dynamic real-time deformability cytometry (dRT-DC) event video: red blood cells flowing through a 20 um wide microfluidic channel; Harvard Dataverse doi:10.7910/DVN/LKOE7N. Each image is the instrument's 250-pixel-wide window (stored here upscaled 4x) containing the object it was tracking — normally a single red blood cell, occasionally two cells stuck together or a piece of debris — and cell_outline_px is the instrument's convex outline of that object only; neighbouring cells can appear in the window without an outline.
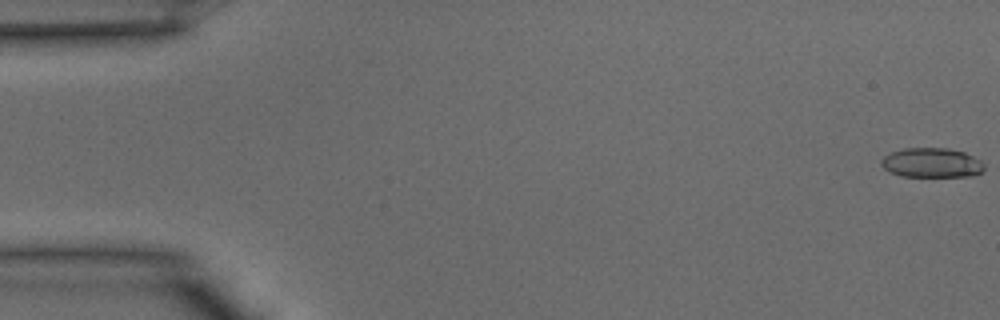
{"species": "common noctule bat (a hibernating species)", "species_latin": "Nyctalus noctula", "temperature_condition": "warm", "stored_images_in_passage": 40, "camera_frame_rate_fps": 3000, "um_per_image_px": 0.085, "animal": {"sex": "male", "body_mass_g": 15.6}, "frame": {"image": 1, "passage_image": 1, "time_ms": 0.0, "image_size_px": [1000, 320], "cell_outline_px": [[984, 168], [980, 172], [972, 176], [900, 176], [888, 172], [880, 164], [880, 160], [884, 156], [892, 152], [904, 148], [948, 148], [964, 152], [980, 160], [984, 164]], "centroid_in_image_um": [79.16, 13.83], "position_along_channel_um": 5.8, "area_um2": 17.74}}
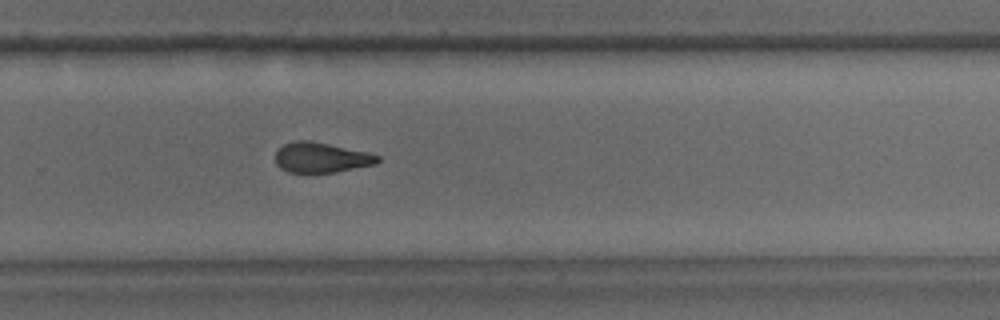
{"frame": {"image": 2, "passage_image": 27, "time_ms": 8.667, "image_size_px": [1000, 320], "cell_outline_px": [[380, 160], [376, 164], [336, 172], [288, 172], [280, 168], [276, 164], [276, 152], [284, 144], [296, 140], [308, 140], [328, 144], [364, 152], [380, 156]], "centroid_in_image_um": [27.28, 13.4], "position_along_channel_um": 302.5, "area_um2": 17.69}}
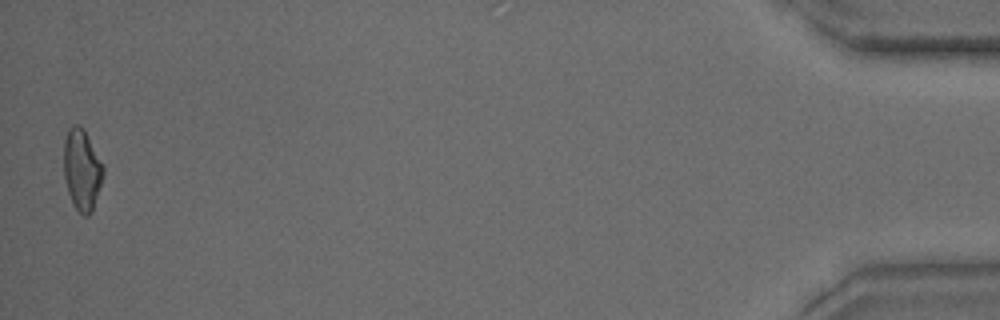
{"frame": {"image": 3, "passage_image": 40, "time_ms": 13.0, "image_size_px": [1000, 320], "cell_outline_px": [[104, 176], [92, 212], [88, 216], [84, 216], [72, 204], [68, 192], [64, 176], [64, 140], [68, 128], [76, 124], [80, 124], [84, 128], [104, 168]], "centroid_in_image_um": [6.96, 14.43], "position_along_channel_um": 428.2, "area_um2": 18.73}}